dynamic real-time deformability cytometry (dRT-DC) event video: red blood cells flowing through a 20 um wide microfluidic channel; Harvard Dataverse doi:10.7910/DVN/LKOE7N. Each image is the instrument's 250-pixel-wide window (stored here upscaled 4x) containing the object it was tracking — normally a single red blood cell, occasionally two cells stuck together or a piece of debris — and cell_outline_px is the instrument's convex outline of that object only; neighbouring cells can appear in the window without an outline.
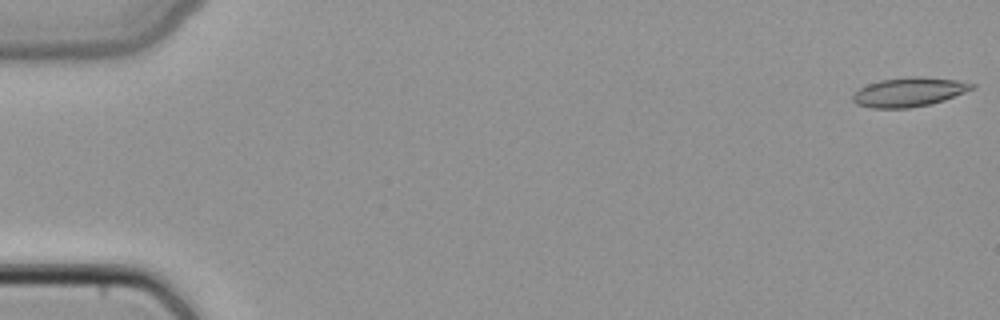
{"species": "common noctule bat (a hibernating species)", "species_latin": "Nyctalus noctula", "temperature_condition": "cold", "stored_images_in_passage": 48, "camera_frame_rate_fps": 3000, "um_per_image_px": 0.085, "animal": {"sex": "female", "body_mass_g": 22.7, "forearm_length_mm": 54.2}, "frame": {"image": 1, "passage_image": 1, "time_ms": 0.0, "image_size_px": [1000, 320], "cell_outline_px": [[976, 88], [944, 100], [932, 104], [908, 108], [872, 108], [856, 104], [852, 100], [852, 96], [860, 88], [868, 84], [880, 80], [908, 76], [920, 76], [956, 80], [976, 84]], "centroid_in_image_um": [77.28, 7.82], "position_along_channel_um": 7.7, "area_um2": 20.35}}
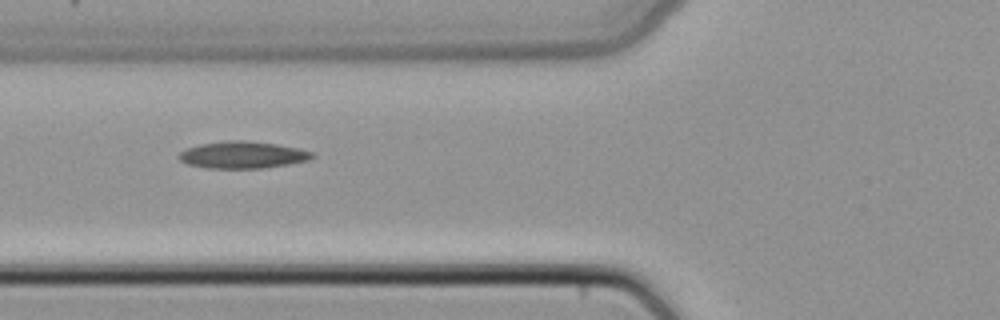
{"frame": {"image": 2, "passage_image": 19, "time_ms": 6.0, "image_size_px": [1000, 320], "cell_outline_px": [[316, 156], [308, 160], [288, 164], [264, 168], [204, 168], [188, 164], [180, 160], [176, 156], [180, 152], [188, 148], [200, 144], [228, 140], [244, 140], [276, 144], [300, 148], [312, 152]], "centroid_in_image_um": [20.62, 13.16], "position_along_channel_um": 105.2, "area_um2": 20.98}}
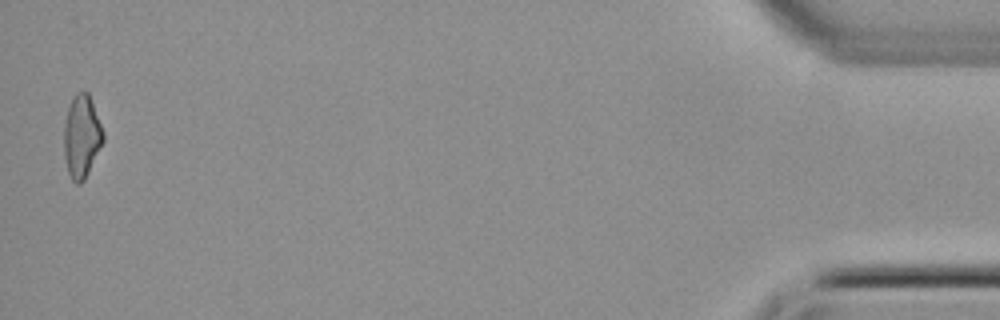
{"frame": {"image": 3, "passage_image": 48, "time_ms": 15.667, "image_size_px": [1000, 320], "cell_outline_px": [[104, 140], [84, 180], [80, 184], [76, 184], [72, 180], [68, 172], [64, 156], [64, 124], [68, 104], [72, 96], [76, 92], [88, 92], [104, 132]], "centroid_in_image_um": [6.92, 11.58], "position_along_channel_um": 428.3, "area_um2": 18.96}}